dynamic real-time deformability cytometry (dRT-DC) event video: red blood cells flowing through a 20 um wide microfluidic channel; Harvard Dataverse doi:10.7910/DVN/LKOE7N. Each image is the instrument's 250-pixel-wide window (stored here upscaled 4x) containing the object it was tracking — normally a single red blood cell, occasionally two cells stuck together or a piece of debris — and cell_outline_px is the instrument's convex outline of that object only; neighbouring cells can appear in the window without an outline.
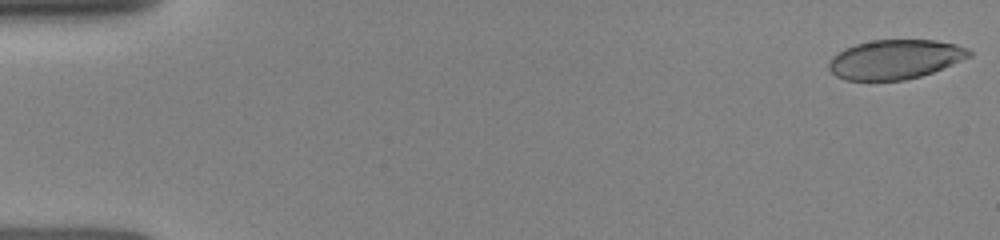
{"species": "human", "species_latin": "Homo sapiens", "temperature_condition": "room temperature", "stored_images_in_passage": 19, "camera_frame_rate_fps": 3000, "um_per_image_px": 0.085, "donor": {"sex": "female"}, "frame": {"image": 1, "passage_image": 1, "time_ms": 0.0, "image_size_px": [1000, 240], "cell_outline_px": [[972, 56], [932, 72], [920, 76], [904, 80], [844, 80], [836, 76], [828, 68], [828, 64], [832, 56], [844, 48], [856, 44], [872, 40], [936, 40], [956, 44], [968, 48], [972, 52]], "centroid_in_image_um": [76.08, 5.04], "position_along_channel_um": 8.9, "area_um2": 32.19}}
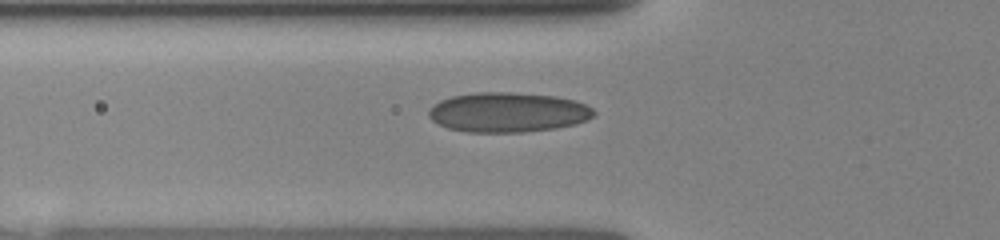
{"frame": {"image": 2, "passage_image": 14, "time_ms": 5.333, "image_size_px": [1000, 240], "cell_outline_px": [[596, 112], [592, 116], [576, 124], [556, 128], [520, 132], [468, 132], [448, 128], [432, 120], [428, 116], [428, 108], [432, 104], [440, 100], [452, 96], [476, 92], [508, 92], [556, 96], [576, 100], [592, 108]], "centroid_in_image_um": [43.14, 9.54], "position_along_channel_um": 82.7, "area_um2": 38.32}}
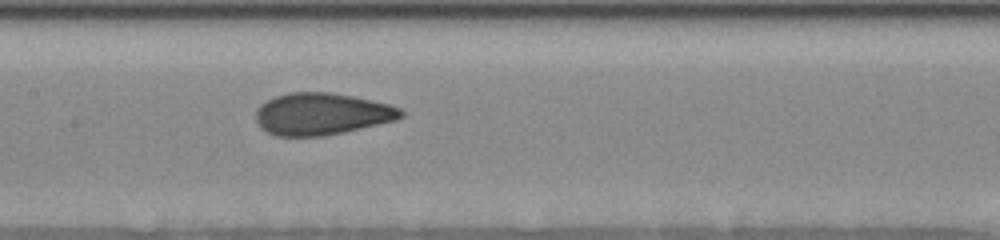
{"frame": {"image": 3, "passage_image": 19, "time_ms": 7.667, "image_size_px": [1000, 240], "cell_outline_px": [[404, 116], [396, 120], [344, 132], [324, 136], [276, 136], [260, 128], [256, 120], [256, 108], [260, 104], [276, 96], [288, 92], [332, 92], [352, 96], [388, 104], [400, 108], [404, 112]], "centroid_in_image_um": [27.33, 9.69], "position_along_channel_um": 180.1, "area_um2": 35.55}}